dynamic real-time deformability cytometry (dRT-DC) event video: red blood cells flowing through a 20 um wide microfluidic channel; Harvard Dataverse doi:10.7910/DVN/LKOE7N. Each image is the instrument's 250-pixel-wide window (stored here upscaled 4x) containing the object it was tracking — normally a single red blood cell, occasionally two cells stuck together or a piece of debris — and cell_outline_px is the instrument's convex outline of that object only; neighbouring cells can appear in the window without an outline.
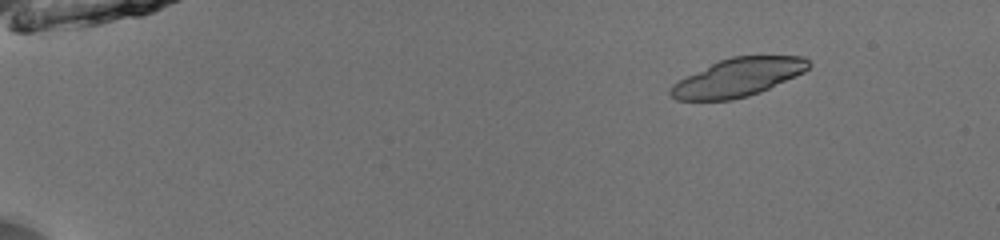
{"species": "common noctule bat (a hibernating species)", "species_latin": "Nyctalus noctula", "temperature_condition": "room temperature", "stored_images_in_passage": 19, "camera_frame_rate_fps": 3000, "um_per_image_px": 0.085, "animal": {"sex": "male", "body_mass_g": 13.0, "forearm_length_mm": 53.1}, "frame": {"image": 1, "passage_image": 1, "time_ms": 0.0, "image_size_px": [1000, 240], "cell_outline_px": [[812, 64], [804, 72], [796, 76], [760, 92], [748, 96], [732, 100], [676, 100], [668, 92], [668, 88], [672, 84], [720, 60], [732, 56], [804, 56]], "centroid_in_image_um": [62.75, 6.59], "position_along_channel_um": 22.3, "area_um2": 30.46}}